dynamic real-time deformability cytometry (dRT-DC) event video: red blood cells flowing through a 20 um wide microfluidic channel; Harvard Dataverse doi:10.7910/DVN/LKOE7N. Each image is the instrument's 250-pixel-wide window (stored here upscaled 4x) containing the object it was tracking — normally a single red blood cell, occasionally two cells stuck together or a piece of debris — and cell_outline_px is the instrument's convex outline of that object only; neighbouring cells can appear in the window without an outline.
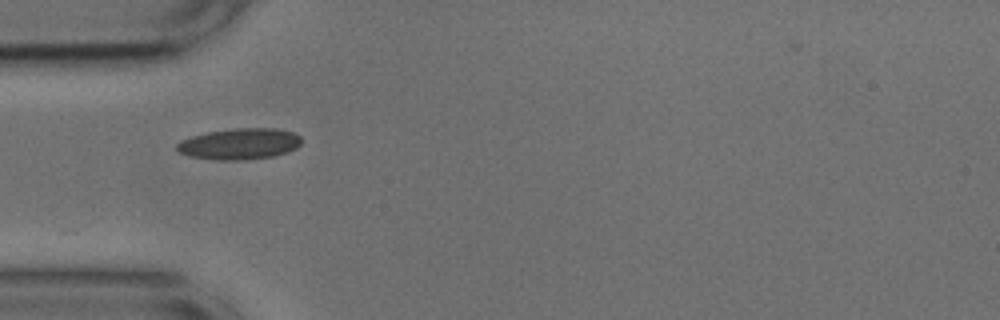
{"species": "common noctule bat (a hibernating species)", "species_latin": "Nyctalus noctula", "temperature_condition": "cold", "stored_images_in_passage": 37, "camera_frame_rate_fps": 3000, "um_per_image_px": 0.085, "animal": {"sex": "male", "body_mass_g": 17.9, "forearm_length_mm": 54.2}, "frame": {"image": 1, "passage_image": 1, "time_ms": 0.0, "image_size_px": [1000, 320], "cell_outline_px": [[300, 144], [296, 148], [272, 156], [244, 160], [216, 160], [188, 156], [180, 152], [176, 148], [176, 144], [180, 140], [192, 136], [208, 132], [236, 128], [276, 128], [292, 132], [300, 136]], "centroid_in_image_um": [20.33, 12.23], "position_along_channel_um": 64.7, "area_um2": 22.48}}
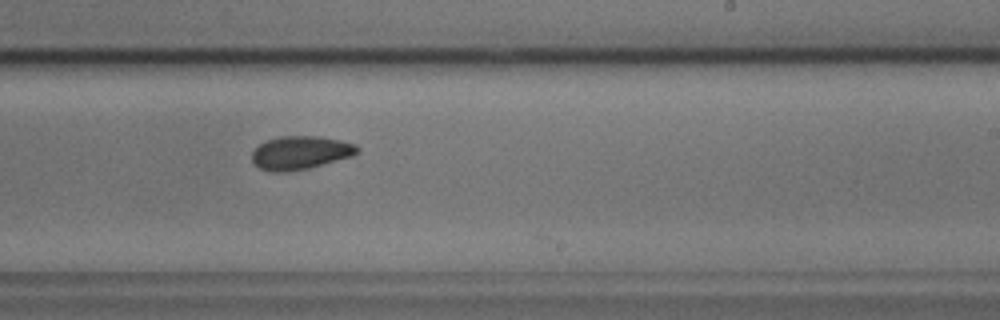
{"frame": {"image": 2, "passage_image": 17, "time_ms": 5.333, "image_size_px": [1000, 320], "cell_outline_px": [[360, 152], [352, 156], [308, 168], [288, 172], [268, 172], [252, 164], [252, 152], [260, 144], [268, 140], [280, 136], [320, 136], [340, 140], [356, 144], [360, 148]], "centroid_in_image_um": [25.53, 12.98], "position_along_channel_um": 263.5, "area_um2": 20.63}}
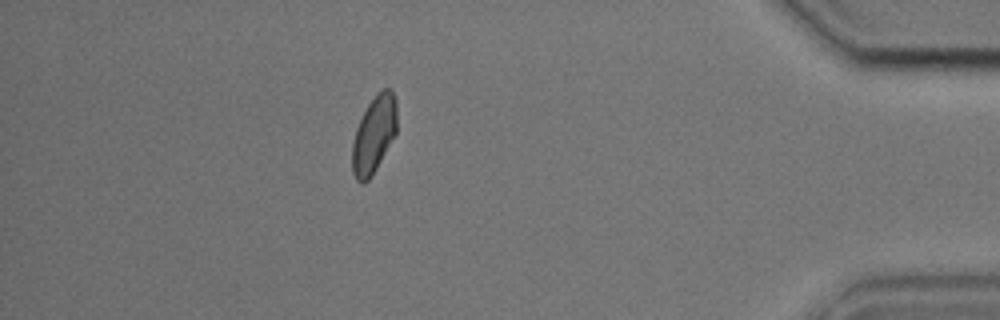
{"frame": {"image": 3, "passage_image": 32, "time_ms": 10.333, "image_size_px": [1000, 320], "cell_outline_px": [[396, 132], [376, 168], [368, 180], [364, 184], [360, 184], [356, 180], [352, 172], [352, 144], [356, 128], [368, 104], [384, 88], [388, 88], [392, 92], [396, 100]], "centroid_in_image_um": [31.76, 11.48], "position_along_channel_um": 403.4, "area_um2": 19.65}, "authors_computed_cell_mechanics": {"area_um2": 20.3456, "velocity_mm_per_s": 3.7216, "shape_relaxation_time_tau1_ms": 5.7463, "shape_relaxation_time_tau2_ms": 3.8155, "deformation_change_tau1": 0.1285, "deformation_change_tau2": 0.0794}}